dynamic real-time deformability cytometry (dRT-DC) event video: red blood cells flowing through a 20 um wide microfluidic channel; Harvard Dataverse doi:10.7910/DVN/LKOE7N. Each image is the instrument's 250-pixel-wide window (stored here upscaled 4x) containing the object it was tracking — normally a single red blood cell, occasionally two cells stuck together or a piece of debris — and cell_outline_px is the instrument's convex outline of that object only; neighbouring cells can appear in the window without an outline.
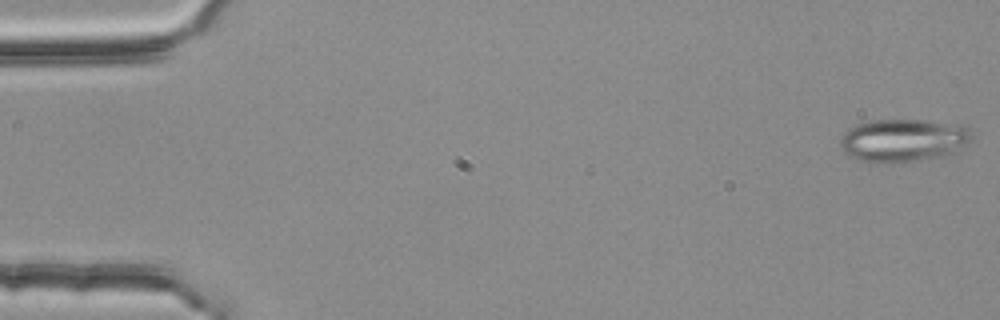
{"species": "common noctule bat (a hibernating species)", "species_latin": "Nyctalus noctula", "temperature_condition": "room temperature", "stored_images_in_passage": 4, "camera_frame_rate_fps": 3000, "um_per_image_px": 0.085, "animal": {"sex": "female", "body_mass_g": 25.1}, "frame": {"image": 1, "passage_image": 1, "time_ms": 0.0, "image_size_px": [1000, 320], "cell_outline_px": [[972, 136], [964, 144], [948, 156], [900, 164], [868, 164], [844, 152], [840, 148], [840, 136], [848, 128], [856, 124], [872, 120], [924, 120], [964, 124], [972, 132]], "centroid_in_image_um": [76.75, 11.95], "position_along_channel_um": 8.3, "area_um2": 33.81}}